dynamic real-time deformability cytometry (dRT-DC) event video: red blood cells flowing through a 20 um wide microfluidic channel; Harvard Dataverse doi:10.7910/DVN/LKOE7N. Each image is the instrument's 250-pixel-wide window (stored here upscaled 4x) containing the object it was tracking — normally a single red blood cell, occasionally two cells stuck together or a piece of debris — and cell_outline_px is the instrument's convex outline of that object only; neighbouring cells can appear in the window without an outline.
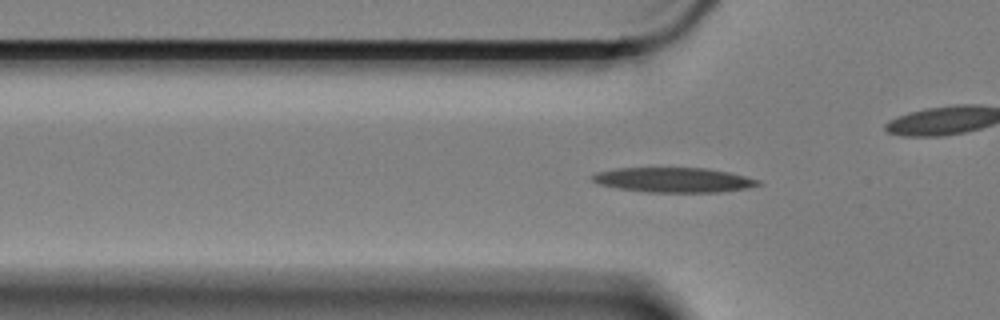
{"species": "Egyptian fruit bat (a non-hibernating species)", "species_latin": "Rousettus aegyptiacus", "temperature_condition": "cold", "stored_images_in_passage": 49, "camera_frame_rate_fps": 3000, "um_per_image_px": 0.085, "animal": {"sex": "female"}, "frame": {"image": 1, "passage_image": 18, "time_ms": 5.667, "image_size_px": [1000, 320], "cell_outline_px": [[760, 184], [748, 188], [720, 192], [648, 192], [616, 188], [600, 184], [592, 180], [592, 176], [596, 172], [616, 168], [704, 168], [728, 172], [760, 180]], "centroid_in_image_um": [57.25, 15.29], "position_along_channel_um": 68.6, "area_um2": 23.81}}
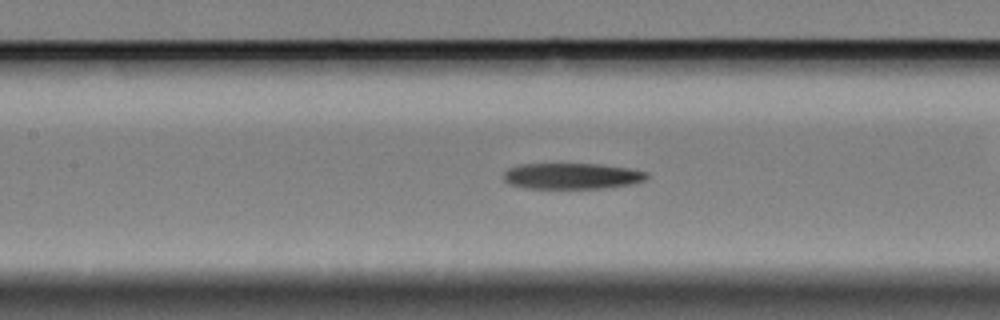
{"frame": {"image": 2, "passage_image": 26, "time_ms": 8.333, "image_size_px": [1000, 320], "cell_outline_px": [[648, 176], [644, 180], [628, 184], [604, 188], [524, 188], [508, 184], [504, 180], [504, 172], [508, 168], [520, 164], [600, 164], [628, 168], [648, 172]], "centroid_in_image_um": [48.57, 14.96], "position_along_channel_um": 158.8, "area_um2": 21.62}}
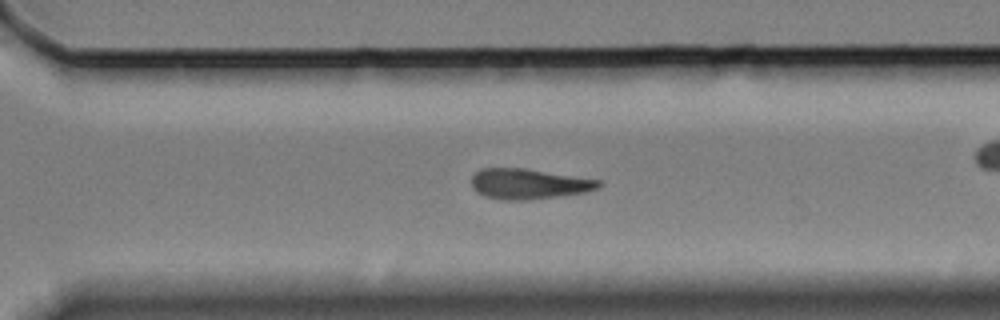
{"frame": {"image": 3, "passage_image": 41, "time_ms": 13.333, "image_size_px": [1000, 320], "cell_outline_px": [[600, 184], [596, 188], [584, 192], [528, 200], [504, 200], [484, 196], [472, 188], [472, 176], [480, 168], [524, 168], [600, 180]], "centroid_in_image_um": [44.87, 15.62], "position_along_channel_um": 325.7, "area_um2": 22.2}, "authors_computed_cell_mechanics": {"area_um2": 22.4842, "velocity_mm_per_s": 3.3552, "shape_relaxation_time_tau1_ms": 9.1369, "shape_relaxation_time_tau2_ms": null, "deformation_change_tau1": 0.2017, "deformation_change_tau2": null}}